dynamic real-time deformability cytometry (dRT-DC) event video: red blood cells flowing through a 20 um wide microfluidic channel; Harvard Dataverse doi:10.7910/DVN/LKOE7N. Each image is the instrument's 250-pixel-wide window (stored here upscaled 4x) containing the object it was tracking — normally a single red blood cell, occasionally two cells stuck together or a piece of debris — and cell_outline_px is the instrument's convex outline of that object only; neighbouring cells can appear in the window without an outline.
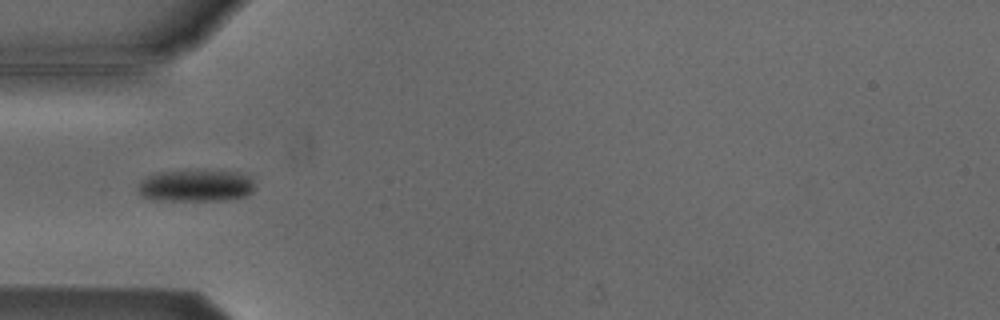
{"species": "Egyptian fruit bat (a non-hibernating species)", "species_latin": "Rousettus aegyptiacus", "temperature_condition": "cold", "stored_images_in_passage": 43, "camera_frame_rate_fps": 3000, "um_per_image_px": 0.085, "animal": {"sex": "male"}, "frame": {"image": 1, "passage_image": 6, "time_ms": 1.667, "image_size_px": [1000, 320], "cell_outline_px": [[252, 192], [248, 196], [224, 200], [156, 200], [140, 196], [136, 188], [140, 180], [156, 172], [204, 168], [236, 172], [248, 176], [252, 180]], "centroid_in_image_um": [16.59, 15.75], "position_along_channel_um": 68.4, "area_um2": 22.48}}
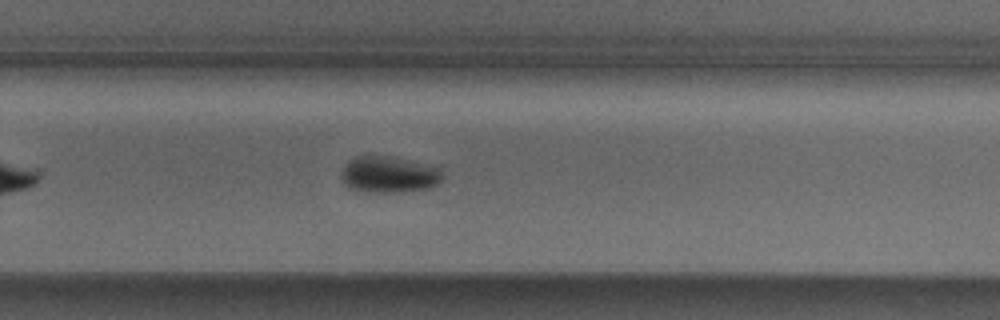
{"frame": {"image": 2, "passage_image": 24, "time_ms": 7.667, "image_size_px": [1000, 320], "cell_outline_px": [[444, 176], [436, 184], [428, 188], [400, 192], [364, 192], [348, 188], [340, 176], [340, 172], [348, 160], [356, 156], [384, 156], [440, 168]], "centroid_in_image_um": [32.99, 14.86], "position_along_channel_um": 296.8, "area_um2": 21.21}}
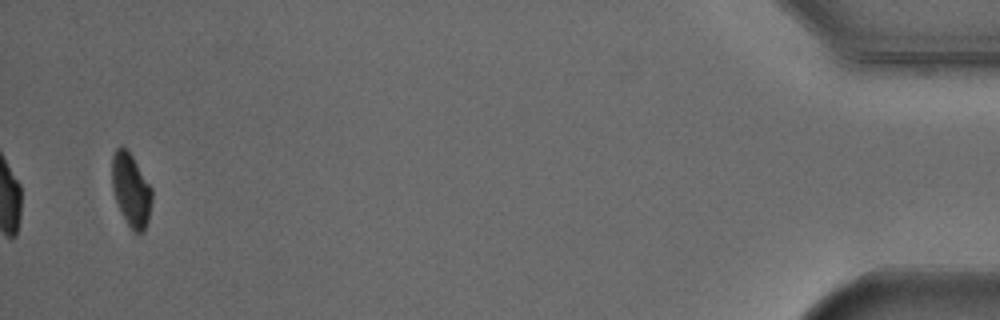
{"frame": {"image": 3, "passage_image": 41, "time_ms": 13.333, "image_size_px": [1000, 320], "cell_outline_px": [[152, 200], [148, 220], [144, 232], [136, 232], [128, 224], [120, 212], [112, 188], [112, 156], [116, 148], [124, 148], [132, 156], [152, 188]], "centroid_in_image_um": [11.14, 16.16], "position_along_channel_um": 424.1, "area_um2": 16.76}, "authors_computed_cell_mechanics": {"area_um2": 20.519, "velocity_mm_per_s": 3.8194, "shape_relaxation_time_tau1_ms": 5.4692, "shape_relaxation_time_tau2_ms": null, "deformation_change_tau1": 0.1165, "deformation_change_tau2": null}}